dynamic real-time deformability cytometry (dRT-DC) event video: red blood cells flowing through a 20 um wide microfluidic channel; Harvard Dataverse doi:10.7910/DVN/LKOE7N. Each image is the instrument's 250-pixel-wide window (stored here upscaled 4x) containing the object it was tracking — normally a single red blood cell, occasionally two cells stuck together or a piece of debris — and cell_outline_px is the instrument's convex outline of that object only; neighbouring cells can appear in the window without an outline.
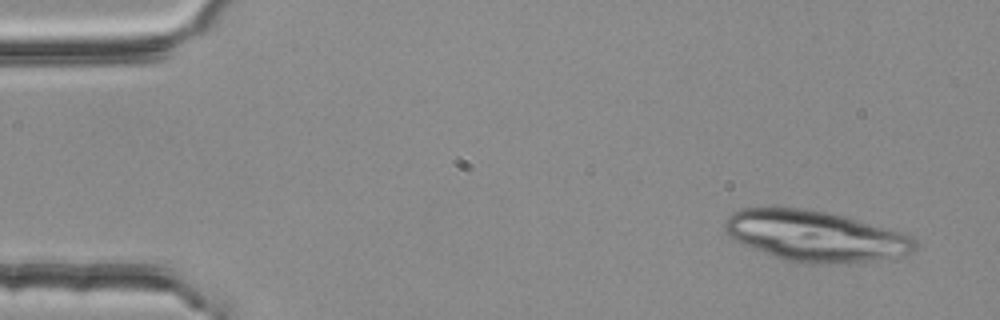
{"species": "common noctule bat (a hibernating species)", "species_latin": "Nyctalus noctula", "temperature_condition": "room temperature", "stored_images_in_passage": 3, "camera_frame_rate_fps": 3000, "um_per_image_px": 0.085, "animal": {"sex": "female", "body_mass_g": 25.1}, "frame": {"image": 1, "passage_image": 1, "time_ms": 0.0, "image_size_px": [1000, 320], "cell_outline_px": [[916, 248], [912, 252], [872, 260], [824, 264], [808, 264], [784, 260], [752, 248], [736, 240], [724, 232], [724, 220], [732, 212], [744, 208], [800, 208], [824, 212], [844, 216], [900, 232], [912, 236], [916, 240]], "centroid_in_image_um": [69.24, 20.06], "position_along_channel_um": 15.8, "area_um2": 55.43}}